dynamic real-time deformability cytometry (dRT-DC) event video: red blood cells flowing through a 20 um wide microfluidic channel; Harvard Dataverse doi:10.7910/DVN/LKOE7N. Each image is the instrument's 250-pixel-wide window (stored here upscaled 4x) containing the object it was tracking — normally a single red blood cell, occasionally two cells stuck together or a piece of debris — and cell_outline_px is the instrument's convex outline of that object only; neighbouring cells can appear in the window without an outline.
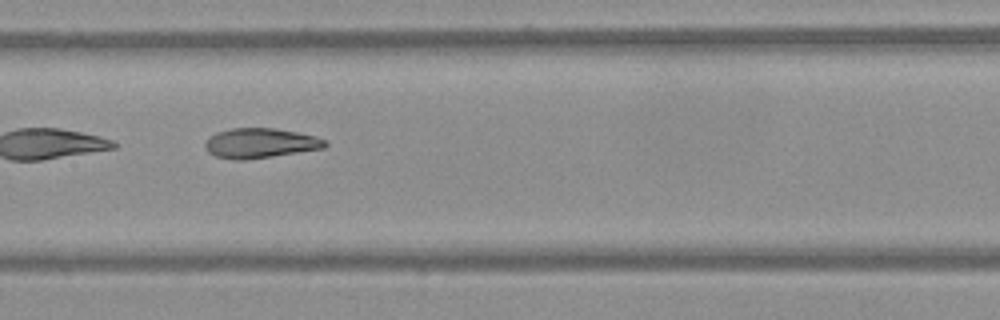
{"species": "Egyptian fruit bat (a non-hibernating species)", "species_latin": "Rousettus aegyptiacus", "temperature_condition": "warm", "stored_images_in_passage": 41, "camera_frame_rate_fps": 3000, "um_per_image_px": 0.085, "frame": {"image": 1, "passage_image": 12, "time_ms": 3.667, "image_size_px": [1000, 320], "cell_outline_px": [[328, 144], [324, 148], [272, 156], [244, 160], [232, 160], [216, 156], [208, 152], [204, 148], [204, 144], [208, 136], [216, 132], [232, 128], [276, 128], [316, 136], [324, 140]], "centroid_in_image_um": [22.07, 12.16], "position_along_channel_um": 185.3, "area_um2": 20.92}}